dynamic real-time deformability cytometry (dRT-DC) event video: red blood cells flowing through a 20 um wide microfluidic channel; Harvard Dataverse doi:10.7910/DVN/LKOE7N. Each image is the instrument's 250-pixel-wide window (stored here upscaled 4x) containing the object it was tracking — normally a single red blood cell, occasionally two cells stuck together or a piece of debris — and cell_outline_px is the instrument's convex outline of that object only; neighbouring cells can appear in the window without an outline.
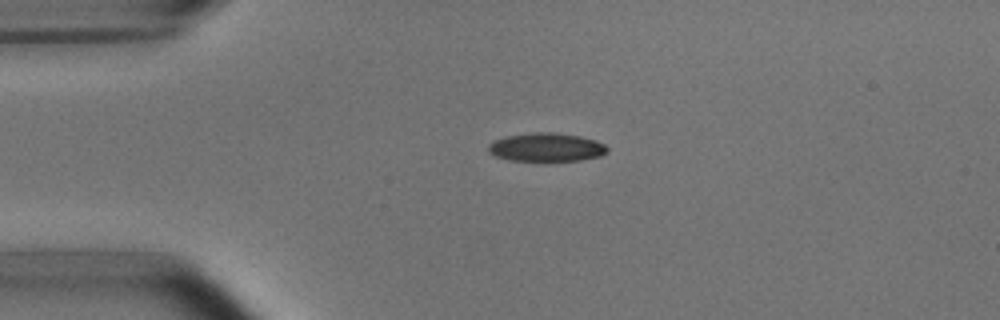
{"species": "common noctule bat (a hibernating species)", "species_latin": "Nyctalus noctula", "temperature_condition": "room temperature", "stored_images_in_passage": 43, "camera_frame_rate_fps": 3000, "um_per_image_px": 0.085, "animal": {"sex": "male", "body_mass_g": 15.6}, "frame": {"image": 1, "passage_image": 3, "time_ms": 0.667, "image_size_px": [1000, 320], "cell_outline_px": [[608, 152], [600, 156], [580, 160], [544, 164], [508, 160], [496, 156], [488, 152], [488, 144], [496, 140], [508, 136], [532, 132], [552, 132], [580, 136], [596, 140], [604, 144], [608, 148]], "centroid_in_image_um": [46.45, 12.57], "position_along_channel_um": 38.6, "area_um2": 20.63}}
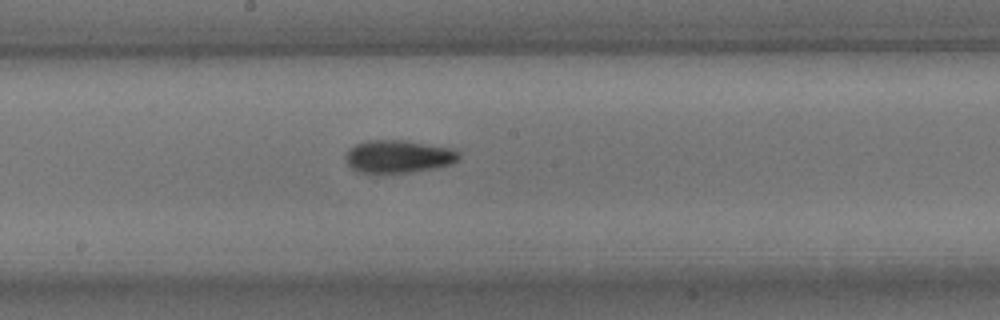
{"frame": {"image": 2, "passage_image": 19, "time_ms": 6.0, "image_size_px": [1000, 320], "cell_outline_px": [[460, 160], [452, 164], [436, 168], [412, 172], [360, 172], [352, 168], [348, 164], [344, 156], [348, 148], [356, 144], [368, 140], [404, 140], [452, 148], [460, 152]], "centroid_in_image_um": [33.89, 13.29], "position_along_channel_um": 214.3, "area_um2": 21.73}}
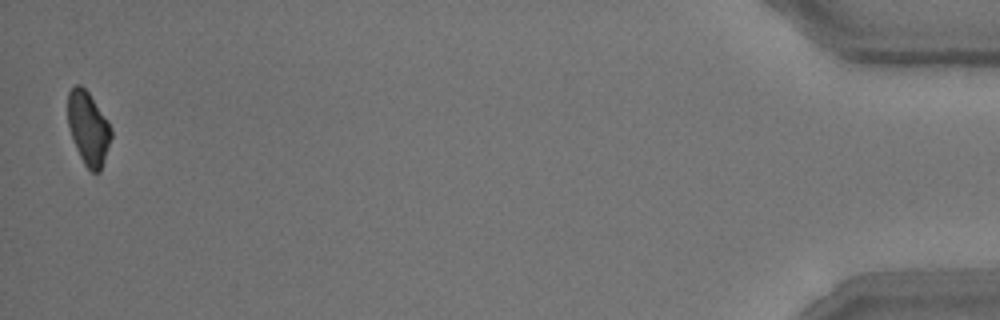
{"frame": {"image": 3, "passage_image": 43, "time_ms": 14.0, "image_size_px": [1000, 320], "cell_outline_px": [[112, 136], [100, 172], [92, 172], [84, 164], [76, 148], [68, 124], [68, 92], [76, 84], [80, 84], [88, 92], [108, 120], [112, 128]], "centroid_in_image_um": [7.52, 10.89], "position_along_channel_um": 427.7, "area_um2": 18.38}, "authors_computed_cell_mechanics": {"area_um2": 20.519, "velocity_mm_per_s": 3.7963, "shape_relaxation_time_tau1_ms": 3.9848, "shape_relaxation_time_tau2_ms": 2.8532, "deformation_change_tau1": 0.1314, "deformation_change_tau2": 0.0956}}